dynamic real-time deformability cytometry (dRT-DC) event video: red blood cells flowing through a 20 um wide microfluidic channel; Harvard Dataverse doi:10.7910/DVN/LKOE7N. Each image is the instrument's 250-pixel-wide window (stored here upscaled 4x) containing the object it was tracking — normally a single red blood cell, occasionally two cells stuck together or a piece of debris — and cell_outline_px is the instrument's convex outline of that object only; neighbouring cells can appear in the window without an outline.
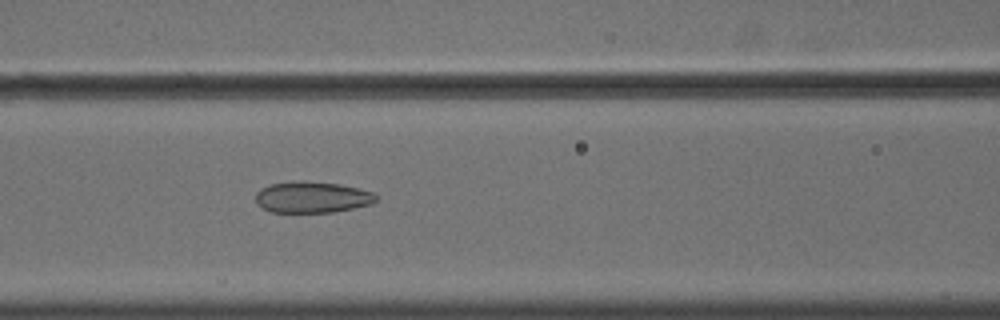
{"species": "common noctule bat (a hibernating species)", "species_latin": "Nyctalus noctula", "temperature_condition": "cold", "stored_images_in_passage": 56, "camera_frame_rate_fps": 3000, "um_per_image_px": 0.085, "animal": {"sex": "male", "body_mass_g": 18.8}, "frame": {"image": 1, "passage_image": 25, "time_ms": 8.0, "image_size_px": [1000, 320], "cell_outline_px": [[376, 200], [372, 204], [332, 212], [272, 212], [256, 204], [256, 192], [260, 188], [272, 184], [300, 180], [304, 180], [340, 184], [376, 192]], "centroid_in_image_um": [26.54, 16.75], "position_along_channel_um": 140.1, "area_um2": 22.02}}
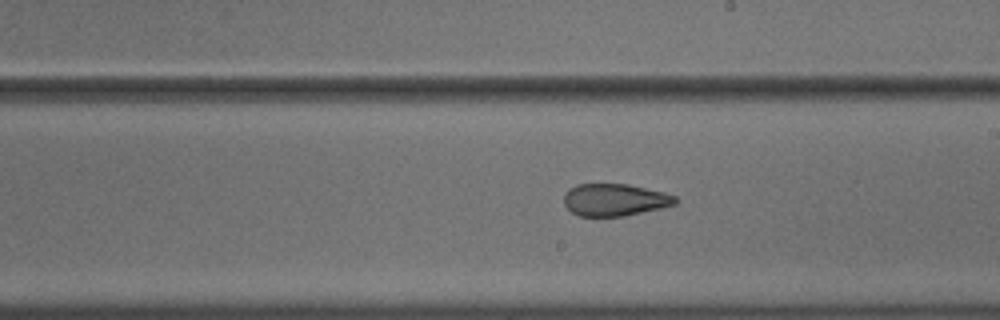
{"frame": {"image": 2, "passage_image": 33, "time_ms": 10.667, "image_size_px": [1000, 320], "cell_outline_px": [[676, 204], [660, 208], [624, 216], [580, 216], [572, 212], [564, 204], [564, 192], [568, 188], [576, 184], [628, 184], [664, 192], [676, 196]], "centroid_in_image_um": [52.22, 16.97], "position_along_channel_um": 236.8, "area_um2": 20.92}}
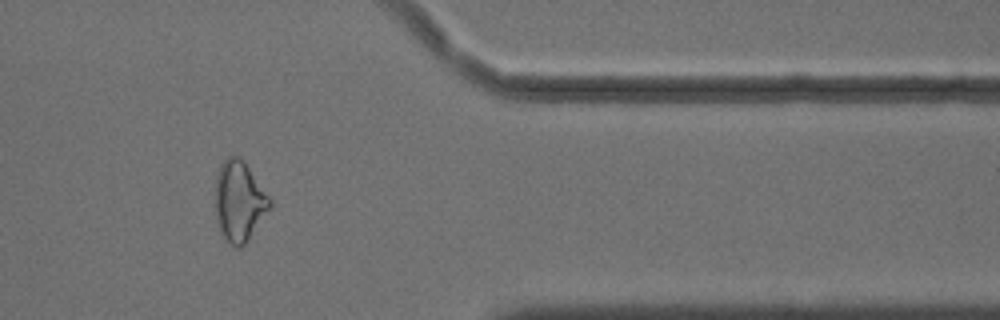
{"frame": {"image": 3, "passage_image": 47, "time_ms": 15.333, "image_size_px": [1000, 320], "cell_outline_px": [[272, 204], [248, 240], [240, 248], [232, 248], [220, 232], [216, 220], [216, 176], [220, 164], [228, 156], [240, 156], [272, 200]], "centroid_in_image_um": [20.32, 17.12], "position_along_channel_um": 391.1, "area_um2": 25.43}, "authors_computed_cell_mechanics": {"area_um2": 25.9233, "velocity_mm_per_s": 3.6198, "shape_relaxation_time_tau1_ms": null, "shape_relaxation_time_tau2_ms": 2.3032, "deformation_change_tau1": null, "deformation_change_tau2": 0.1021}}